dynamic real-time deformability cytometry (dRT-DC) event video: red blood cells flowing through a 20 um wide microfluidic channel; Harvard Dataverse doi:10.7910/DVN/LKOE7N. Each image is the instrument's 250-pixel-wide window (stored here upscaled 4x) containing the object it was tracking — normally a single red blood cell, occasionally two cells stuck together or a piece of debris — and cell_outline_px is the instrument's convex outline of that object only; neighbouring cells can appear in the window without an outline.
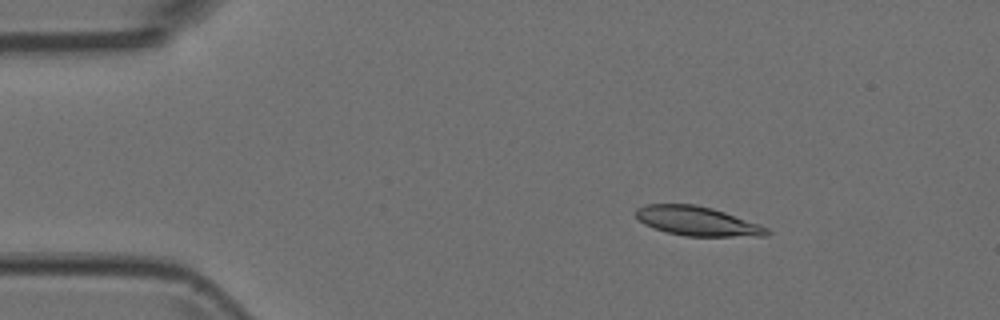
{"species": "Egyptian fruit bat (a non-hibernating species)", "species_latin": "Rousettus aegyptiacus", "temperature_condition": "room temperature", "stored_images_in_passage": 4, "camera_frame_rate_fps": 3000, "um_per_image_px": 0.085, "animal": {"sex": "female"}, "frame": {"image": 1, "passage_image": 2, "time_ms": 0.333, "image_size_px": [1000, 320], "cell_outline_px": [[772, 232], [768, 236], [684, 236], [652, 228], [644, 224], [636, 216], [636, 208], [648, 204], [696, 204], [712, 208], [760, 224], [768, 228]], "centroid_in_image_um": [59.29, 18.8], "position_along_channel_um": 25.7, "area_um2": 22.37}}
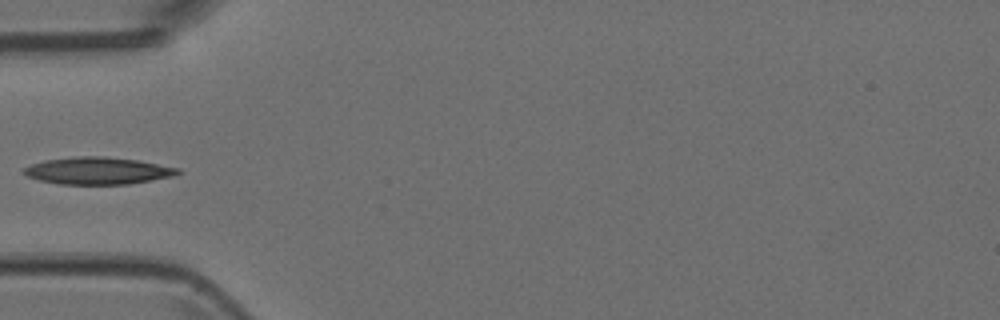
{"frame": {"image": 2, "passage_image": 4, "time_ms": 1.0, "image_size_px": [1000, 320], "cell_outline_px": [[180, 172], [172, 176], [128, 184], [60, 184], [40, 180], [28, 176], [20, 172], [24, 168], [32, 164], [44, 160], [80, 156], [104, 156], [136, 160], [180, 168]], "centroid_in_image_um": [8.28, 14.51], "position_along_channel_um": 76.7, "area_um2": 24.1}}